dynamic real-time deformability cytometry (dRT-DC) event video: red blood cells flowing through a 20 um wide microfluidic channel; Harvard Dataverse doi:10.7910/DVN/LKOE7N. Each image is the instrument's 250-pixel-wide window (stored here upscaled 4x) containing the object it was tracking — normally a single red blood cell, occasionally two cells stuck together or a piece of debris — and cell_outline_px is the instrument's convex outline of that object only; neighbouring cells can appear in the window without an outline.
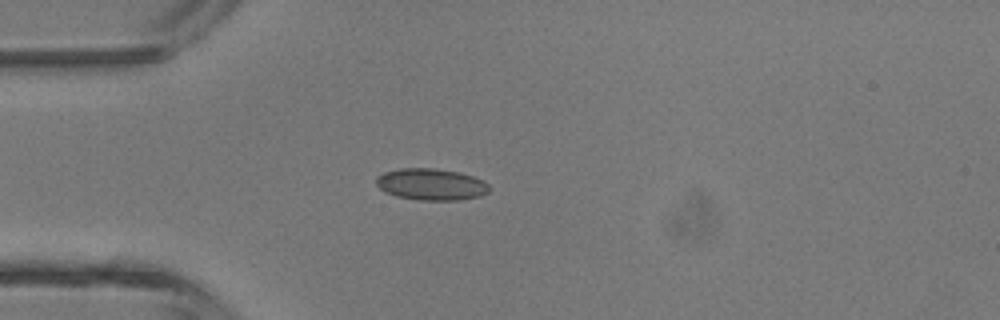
{"species": "common noctule bat (a hibernating species)", "species_latin": "Nyctalus noctula", "temperature_condition": "room temperature", "stored_images_in_passage": 3, "camera_frame_rate_fps": 3000, "um_per_image_px": 0.085, "animal": {"sex": "male", "body_mass_g": 13.3}, "frame": {"image": 1, "passage_image": 3, "time_ms": 2.0, "image_size_px": [1000, 320], "cell_outline_px": [[492, 188], [488, 192], [480, 196], [460, 200], [420, 200], [396, 196], [380, 188], [376, 184], [376, 176], [384, 172], [400, 168], [432, 168], [460, 172], [484, 180]], "centroid_in_image_um": [36.68, 15.66], "position_along_channel_um": 48.3, "area_um2": 20.92}}